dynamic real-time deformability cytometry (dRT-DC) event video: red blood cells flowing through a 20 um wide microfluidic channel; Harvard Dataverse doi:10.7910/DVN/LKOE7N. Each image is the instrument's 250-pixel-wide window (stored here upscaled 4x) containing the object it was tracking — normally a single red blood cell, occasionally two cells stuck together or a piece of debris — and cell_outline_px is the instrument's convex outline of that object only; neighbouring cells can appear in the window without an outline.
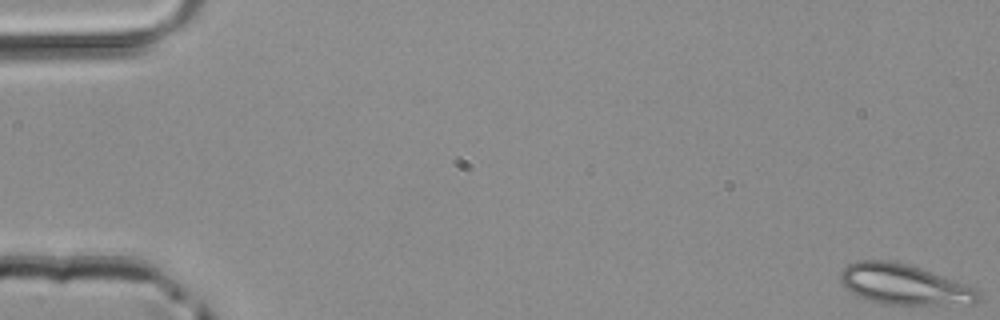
{"species": "common noctule bat (a hibernating species)", "species_latin": "Nyctalus noctula", "temperature_condition": "room temperature", "stored_images_in_passage": 50, "camera_frame_rate_fps": 3000, "um_per_image_px": 0.085, "animal": {"sex": "male", "body_mass_g": 20.4}, "frame": {"image": 1, "passage_image": 1, "time_ms": 0.0, "image_size_px": [1000, 320], "cell_outline_px": [[980, 300], [972, 304], [888, 304], [872, 300], [860, 296], [852, 292], [840, 280], [840, 272], [848, 264], [856, 260], [888, 260], [920, 268], [976, 288], [980, 292]], "centroid_in_image_um": [76.87, 24.17], "position_along_channel_um": 8.1, "area_um2": 31.85}}
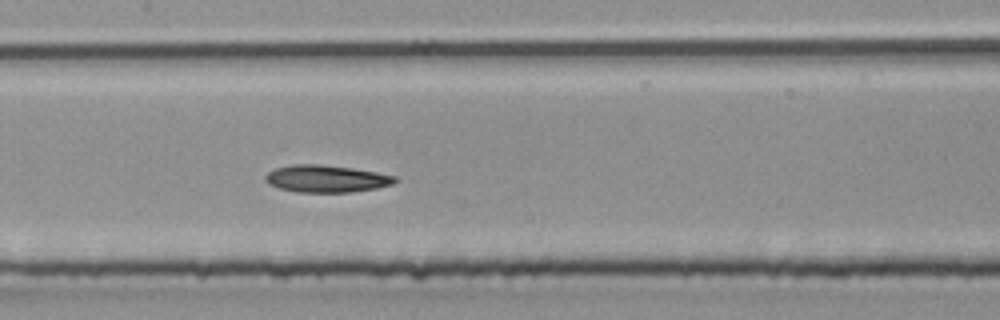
{"frame": {"image": 2, "passage_image": 25, "time_ms": 8.0, "image_size_px": [1000, 320], "cell_outline_px": [[396, 180], [392, 184], [376, 188], [348, 192], [296, 192], [280, 188], [268, 184], [264, 180], [264, 176], [268, 172], [276, 168], [292, 164], [320, 164], [352, 168], [376, 172], [396, 176]], "centroid_in_image_um": [27.69, 15.18], "position_along_channel_um": 179.7, "area_um2": 20.46}}
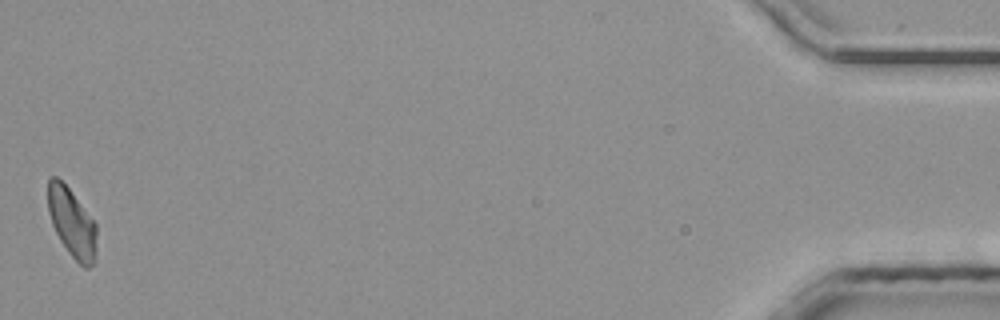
{"frame": {"image": 3, "passage_image": 50, "time_ms": 16.333, "image_size_px": [1000, 320], "cell_outline_px": [[96, 260], [88, 268], [84, 268], [68, 252], [60, 240], [52, 224], [48, 212], [48, 180], [52, 176], [56, 176], [68, 188], [96, 224]], "centroid_in_image_um": [6.11, 18.97], "position_along_channel_um": 429.1, "area_um2": 19.31}}